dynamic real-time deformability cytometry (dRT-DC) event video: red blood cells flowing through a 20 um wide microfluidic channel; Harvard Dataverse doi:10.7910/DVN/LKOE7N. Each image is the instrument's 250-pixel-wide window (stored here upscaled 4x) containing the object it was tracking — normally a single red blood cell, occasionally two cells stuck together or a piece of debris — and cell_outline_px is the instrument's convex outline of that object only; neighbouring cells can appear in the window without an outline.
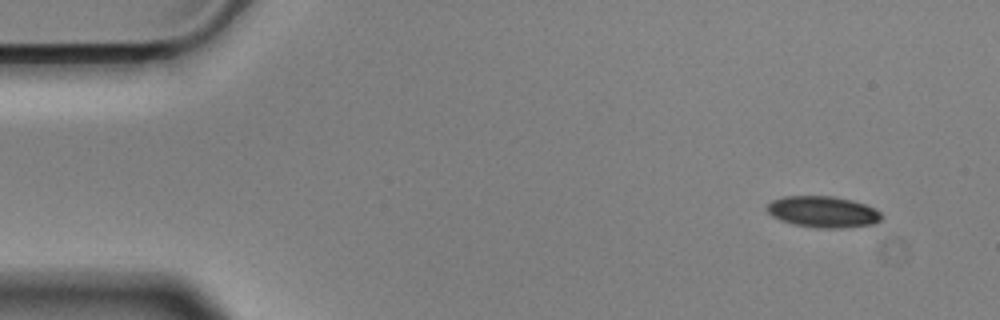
{"species": "Egyptian fruit bat (a non-hibernating species)", "species_latin": "Rousettus aegyptiacus", "temperature_condition": "cold", "stored_images_in_passage": 53, "camera_frame_rate_fps": 3000, "um_per_image_px": 0.085, "animal": {"sex": "male"}, "frame": {"image": 1, "passage_image": 1, "time_ms": 0.0, "image_size_px": [1000, 320], "cell_outline_px": [[880, 220], [872, 224], [840, 228], [820, 228], [796, 224], [780, 220], [772, 216], [768, 212], [768, 204], [772, 200], [784, 196], [832, 196], [852, 200], [864, 204], [880, 212]], "centroid_in_image_um": [69.93, 18.0], "position_along_channel_um": 15.1, "area_um2": 20.52}}
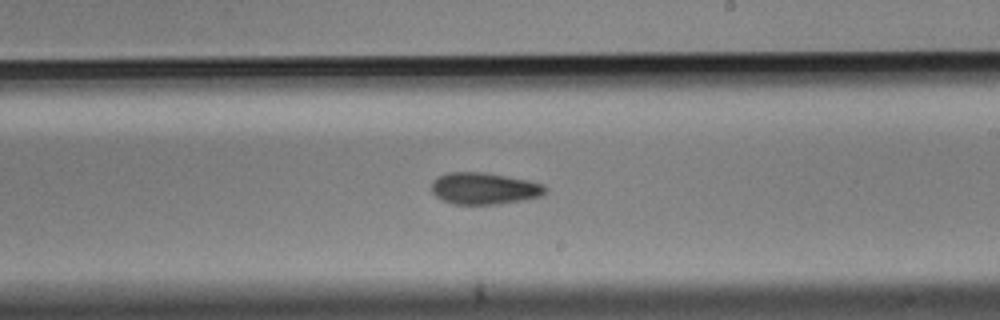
{"frame": {"image": 2, "passage_image": 29, "time_ms": 9.333, "image_size_px": [1000, 320], "cell_outline_px": [[548, 192], [544, 196], [524, 200], [500, 204], [452, 204], [436, 196], [432, 192], [432, 180], [436, 176], [448, 172], [484, 172], [528, 180], [544, 184], [548, 188]], "centroid_in_image_um": [41.2, 16.02], "position_along_channel_um": 247.8, "area_um2": 21.39}}
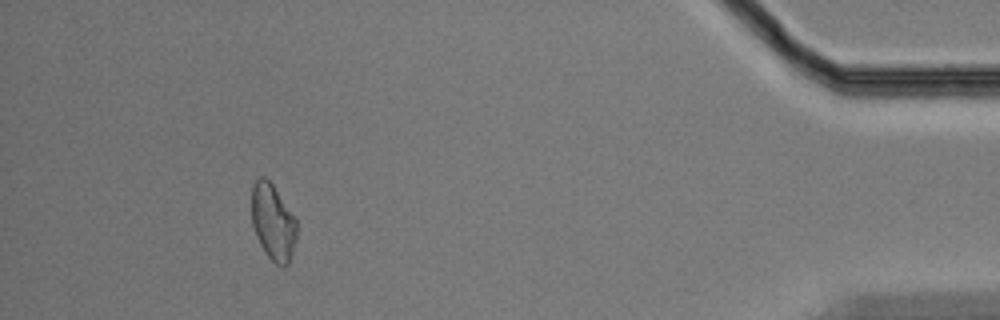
{"frame": {"image": 3, "passage_image": 48, "time_ms": 15.667, "image_size_px": [1000, 320], "cell_outline_px": [[296, 236], [292, 252], [288, 264], [276, 264], [264, 252], [256, 236], [252, 224], [252, 184], [260, 176], [264, 176], [272, 184], [296, 220]], "centroid_in_image_um": [23.17, 18.86], "position_along_channel_um": 412.0, "area_um2": 19.59}}